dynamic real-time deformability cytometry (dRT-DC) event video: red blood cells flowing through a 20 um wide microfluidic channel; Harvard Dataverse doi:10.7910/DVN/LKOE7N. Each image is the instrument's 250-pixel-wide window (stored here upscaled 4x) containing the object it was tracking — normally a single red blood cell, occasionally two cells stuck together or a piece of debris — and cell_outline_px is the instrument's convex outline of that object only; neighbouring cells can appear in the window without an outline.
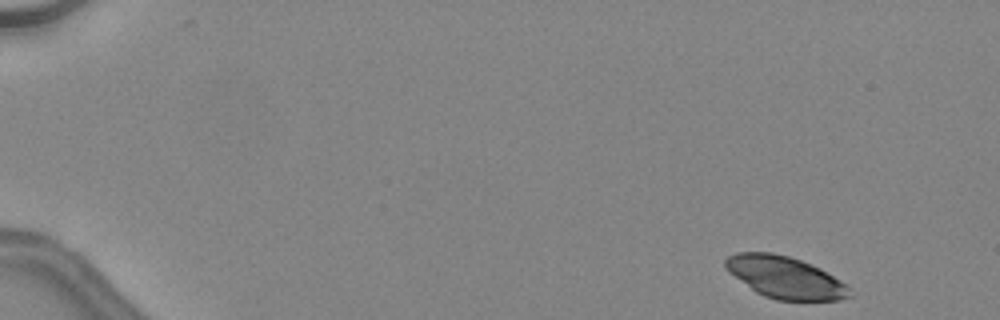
{"species": "common noctule bat (a hibernating species)", "species_latin": "Nyctalus noctula", "temperature_condition": "warm", "stored_images_in_passage": 44, "camera_frame_rate_fps": 3000, "um_per_image_px": 0.085, "animal": {"sex": "female", "body_mass_g": 24.6, "forearm_length_mm": 56.2}, "frame": {"image": 1, "passage_image": 1, "time_ms": 0.0, "image_size_px": [1000, 320], "cell_outline_px": [[852, 296], [840, 300], [776, 300], [764, 296], [756, 292], [728, 272], [724, 268], [724, 260], [728, 256], [736, 252], [772, 252], [788, 256], [812, 264], [820, 268], [840, 280], [848, 288]], "centroid_in_image_um": [66.69, 23.57], "position_along_channel_um": 18.3, "area_um2": 30.29}}